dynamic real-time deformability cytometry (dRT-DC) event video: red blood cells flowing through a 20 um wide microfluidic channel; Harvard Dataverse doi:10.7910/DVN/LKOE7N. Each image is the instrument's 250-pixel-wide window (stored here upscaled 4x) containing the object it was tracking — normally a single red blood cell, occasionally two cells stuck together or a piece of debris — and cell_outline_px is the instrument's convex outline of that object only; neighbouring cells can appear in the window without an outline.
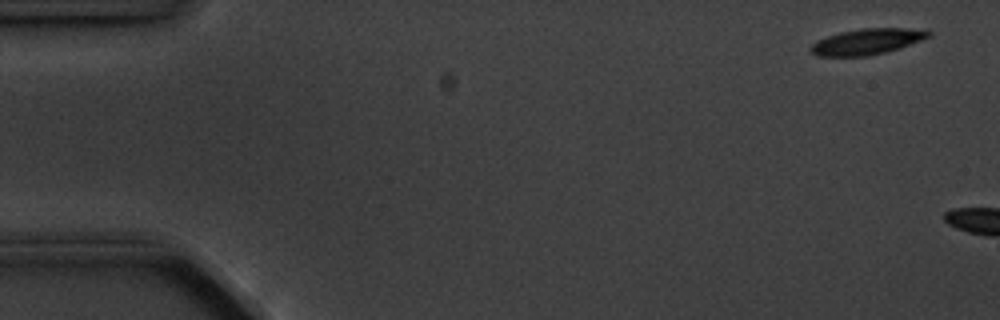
{"species": "common noctule bat (a hibernating species)", "species_latin": "Nyctalus noctula", "temperature_condition": "cold", "stored_images_in_passage": 3, "camera_frame_rate_fps": 3000, "um_per_image_px": 0.085, "animal": {"sex": "male", "body_mass_g": 20.1, "forearm_length_mm": 53.5}, "frame": {"image": 1, "passage_image": 1, "time_ms": 0.0, "image_size_px": [1000, 320], "cell_outline_px": [[932, 36], [900, 48], [888, 52], [868, 56], [816, 56], [808, 48], [816, 40], [840, 32], [860, 28], [928, 28], [932, 32]], "centroid_in_image_um": [73.76, 3.52], "position_along_channel_um": 11.2, "area_um2": 18.15}}